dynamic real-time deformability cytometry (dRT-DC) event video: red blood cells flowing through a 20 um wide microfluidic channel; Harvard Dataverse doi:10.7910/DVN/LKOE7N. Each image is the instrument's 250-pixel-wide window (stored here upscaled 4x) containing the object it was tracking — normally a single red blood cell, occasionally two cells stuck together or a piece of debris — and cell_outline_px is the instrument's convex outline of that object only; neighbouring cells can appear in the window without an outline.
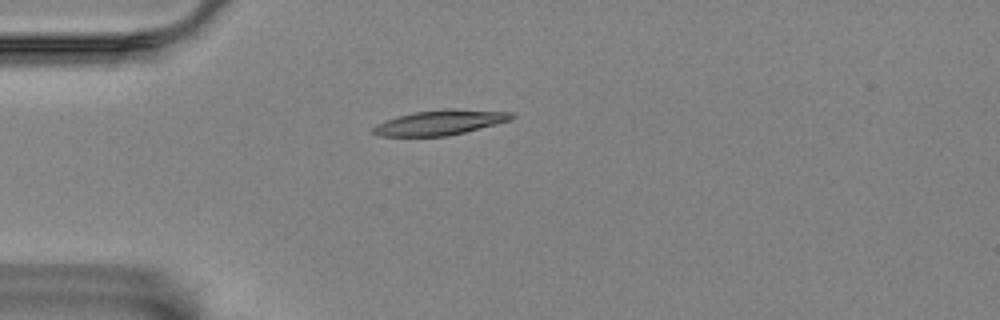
{"species": "Egyptian fruit bat (a non-hibernating species)", "species_latin": "Rousettus aegyptiacus", "temperature_condition": "room temperature", "stored_images_in_passage": 6, "camera_frame_rate_fps": 3000, "um_per_image_px": 0.085, "animal": {"sex": "female"}, "frame": {"image": 1, "passage_image": 6, "time_ms": 1.667, "image_size_px": [1000, 320], "cell_outline_px": [[516, 116], [512, 120], [448, 136], [380, 136], [372, 132], [372, 128], [376, 124], [412, 112], [448, 108], [512, 112]], "centroid_in_image_um": [37.44, 10.41], "position_along_channel_um": 47.6, "area_um2": 20.06}}